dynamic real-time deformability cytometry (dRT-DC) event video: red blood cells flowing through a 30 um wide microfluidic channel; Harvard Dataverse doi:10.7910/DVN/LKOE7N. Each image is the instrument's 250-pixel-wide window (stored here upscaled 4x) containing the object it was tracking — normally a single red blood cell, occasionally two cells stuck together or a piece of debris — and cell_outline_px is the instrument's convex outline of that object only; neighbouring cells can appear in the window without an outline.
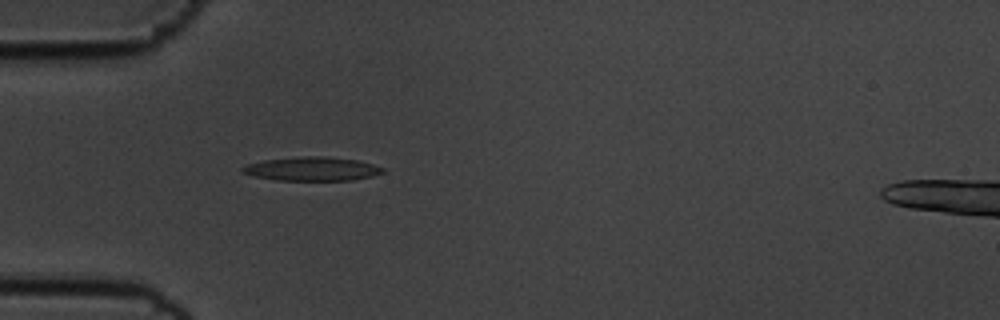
{"species": "common noctule bat (a hibernating species)", "species_latin": "Nyctalus noctula", "temperature_condition": "cold", "stored_images_in_passage": 41, "camera_frame_rate_fps": 3000, "um_per_image_px": 0.085, "animal": {"sex": "male", "body_mass_g": 19.5, "forearm_length_mm": 54.6}, "frame": {"image": 1, "passage_image": 1, "time_ms": 0.0, "image_size_px": [1000, 320], "cell_outline_px": [[384, 172], [372, 176], [352, 180], [276, 180], [252, 176], [240, 172], [240, 168], [248, 164], [264, 160], [300, 156], [324, 156], [360, 160], [384, 168]], "centroid_in_image_um": [26.5, 14.35], "position_along_channel_um": 58.5, "area_um2": 19.59}}
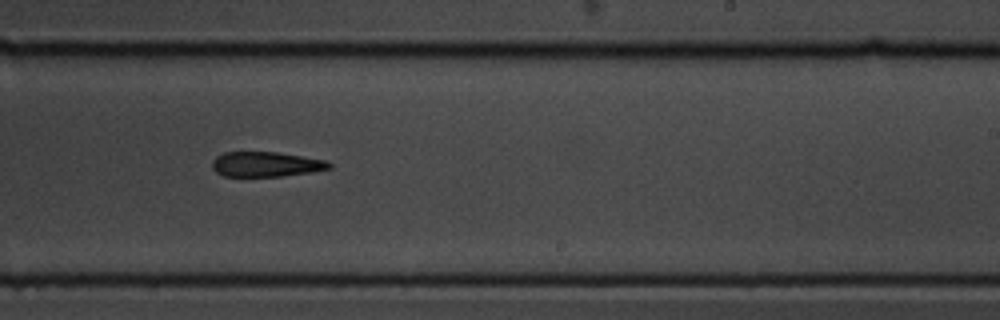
{"frame": {"image": 2, "passage_image": 19, "time_ms": 6.0, "image_size_px": [1000, 320], "cell_outline_px": [[332, 168], [312, 172], [284, 176], [224, 176], [216, 172], [212, 168], [212, 160], [216, 156], [224, 152], [276, 152], [324, 160], [332, 164]], "centroid_in_image_um": [22.59, 13.96], "position_along_channel_um": 266.4, "area_um2": 16.99}}
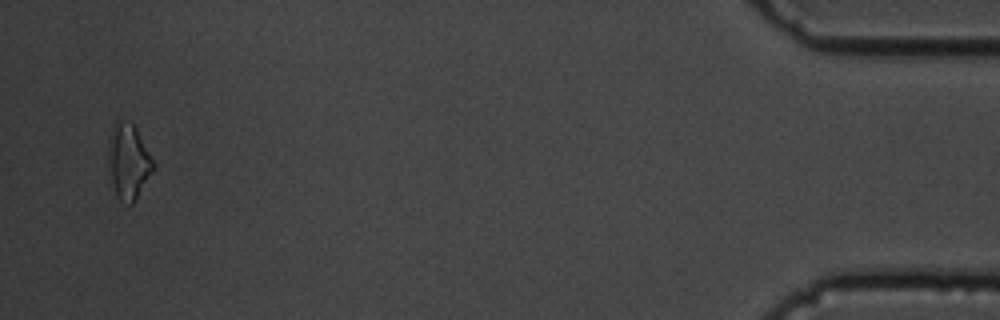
{"frame": {"image": 3, "passage_image": 39, "time_ms": 12.667, "image_size_px": [1000, 320], "cell_outline_px": [[156, 164], [152, 172], [132, 204], [128, 204], [120, 200], [116, 196], [112, 180], [108, 156], [108, 148], [112, 124], [120, 116], [132, 124], [136, 128]], "centroid_in_image_um": [10.92, 13.66], "position_along_channel_um": 424.3, "area_um2": 19.59}, "authors_computed_cell_mechanics": {"area_um2": 18.496, "velocity_mm_per_s": 3.5526, "shape_relaxation_time_tau1_ms": 7.5724, "shape_relaxation_time_tau2_ms": null, "deformation_change_tau1": 0.1392, "deformation_change_tau2": null}}